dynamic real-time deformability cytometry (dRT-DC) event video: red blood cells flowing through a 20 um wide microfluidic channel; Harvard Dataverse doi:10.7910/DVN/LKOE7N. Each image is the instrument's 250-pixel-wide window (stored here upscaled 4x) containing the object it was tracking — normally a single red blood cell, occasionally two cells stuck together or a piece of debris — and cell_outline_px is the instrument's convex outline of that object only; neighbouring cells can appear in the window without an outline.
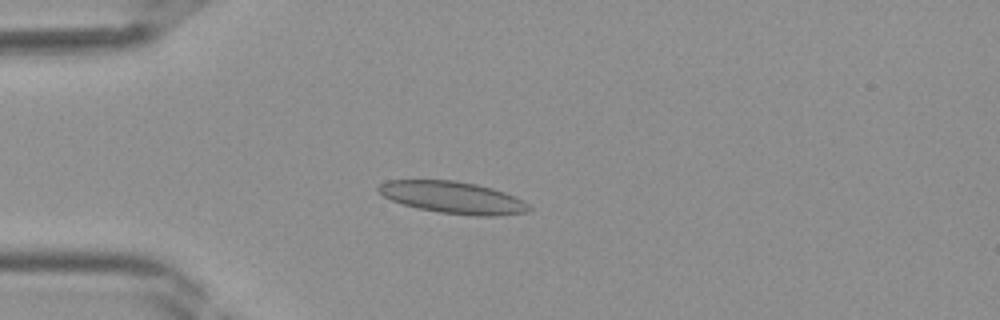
{"species": "Egyptian fruit bat (a non-hibernating species)", "species_latin": "Rousettus aegyptiacus", "temperature_condition": "room temperature", "stored_images_in_passage": 34, "camera_frame_rate_fps": 3000, "um_per_image_px": 0.085, "frame": {"image": 1, "passage_image": 10, "time_ms": 3.0, "image_size_px": [1000, 320], "cell_outline_px": [[532, 208], [528, 212], [496, 216], [476, 216], [440, 212], [420, 208], [404, 204], [392, 200], [384, 196], [376, 188], [384, 180], [456, 180], [476, 184], [492, 188], [516, 196], [524, 200]], "centroid_in_image_um": [38.54, 16.78], "position_along_channel_um": 46.5, "area_um2": 28.03}}
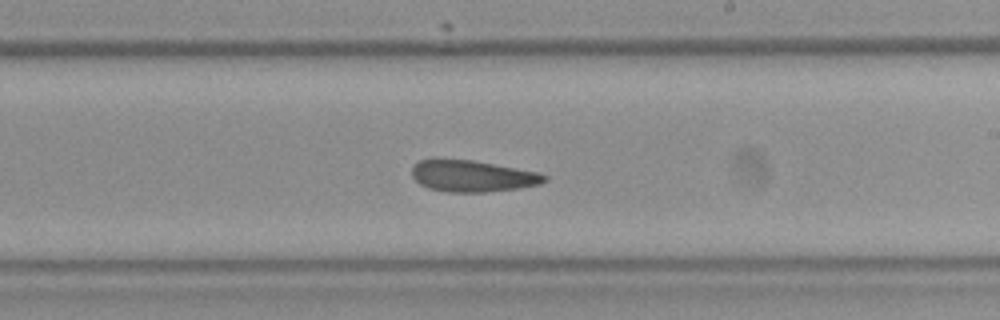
{"frame": {"image": 2, "passage_image": 23, "time_ms": 7.333, "image_size_px": [1000, 320], "cell_outline_px": [[548, 180], [540, 184], [520, 188], [484, 192], [448, 192], [428, 188], [420, 184], [412, 176], [412, 164], [420, 160], [432, 156], [436, 156], [472, 160], [540, 172], [548, 176]], "centroid_in_image_um": [40.11, 14.92], "position_along_channel_um": 248.9, "area_um2": 25.09}}
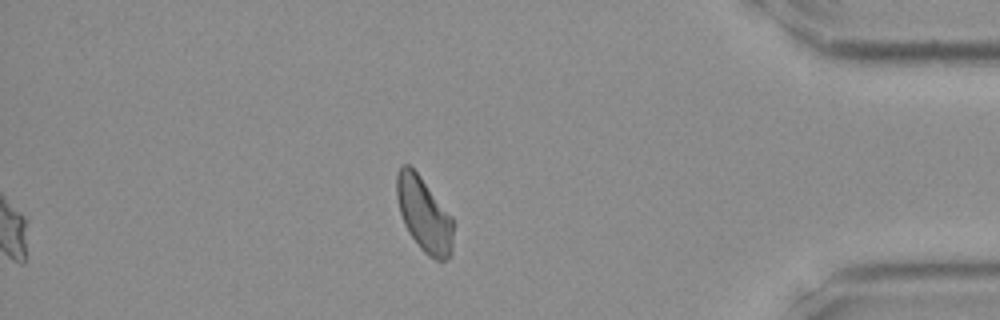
{"frame": {"image": 3, "passage_image": 34, "time_ms": 11.0, "image_size_px": [1000, 320], "cell_outline_px": [[452, 252], [444, 260], [436, 260], [428, 256], [420, 248], [408, 232], [404, 224], [400, 212], [396, 196], [396, 172], [400, 164], [408, 164], [420, 176], [452, 216]], "centroid_in_image_um": [36.01, 18.21], "position_along_channel_um": 399.2, "area_um2": 24.51}}